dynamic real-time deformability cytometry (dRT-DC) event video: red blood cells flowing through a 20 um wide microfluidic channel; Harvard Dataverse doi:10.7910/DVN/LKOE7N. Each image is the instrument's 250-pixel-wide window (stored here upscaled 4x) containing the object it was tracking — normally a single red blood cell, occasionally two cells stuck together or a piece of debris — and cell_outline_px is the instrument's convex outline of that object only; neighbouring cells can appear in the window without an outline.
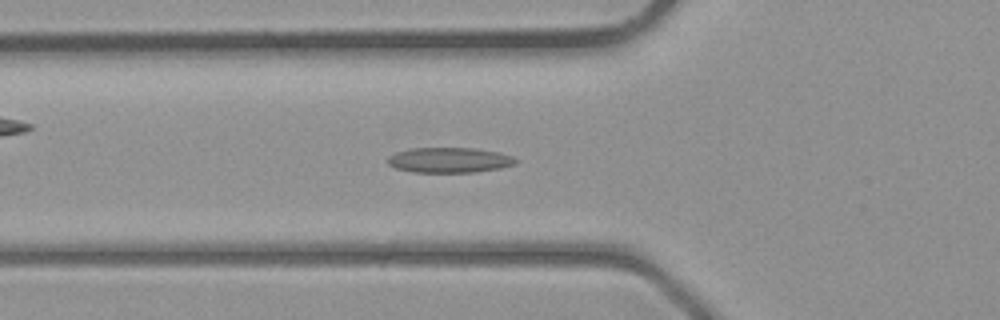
{"species": "common noctule bat (a hibernating species)", "species_latin": "Nyctalus noctula", "temperature_condition": "room temperature", "stored_images_in_passage": 34, "camera_frame_rate_fps": 3000, "um_per_image_px": 0.085, "animal": {"sex": "male", "body_mass_g": 23.1, "forearm_length_mm": 52.7}, "frame": {"image": 1, "passage_image": 9, "time_ms": 2.667, "image_size_px": [1000, 320], "cell_outline_px": [[520, 160], [516, 164], [500, 168], [476, 172], [412, 172], [396, 168], [388, 164], [388, 156], [396, 152], [412, 148], [476, 148], [500, 152], [512, 156]], "centroid_in_image_um": [38.24, 13.6], "position_along_channel_um": 87.6, "area_um2": 18.96}}
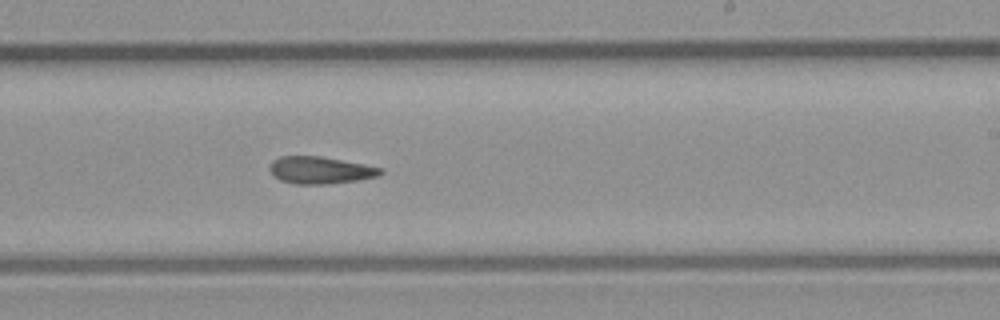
{"frame": {"image": 2, "passage_image": 19, "time_ms": 6.0, "image_size_px": [1000, 320], "cell_outline_px": [[384, 172], [380, 176], [356, 180], [328, 184], [296, 184], [280, 180], [268, 168], [272, 160], [280, 156], [320, 156], [364, 164], [384, 168]], "centroid_in_image_um": [27.25, 14.46], "position_along_channel_um": 261.8, "area_um2": 17.57}}
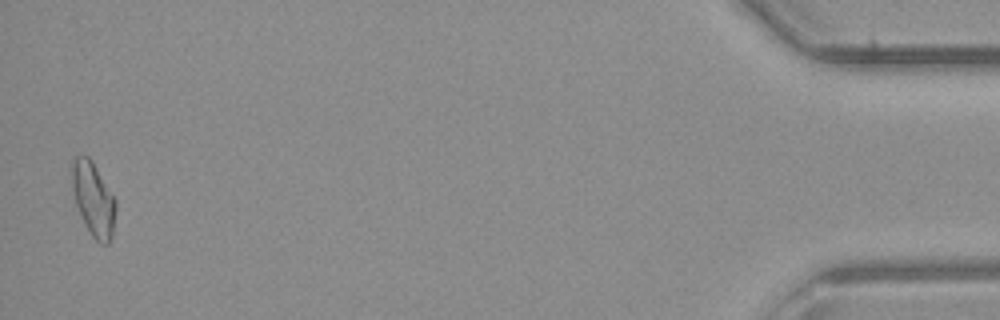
{"frame": {"image": 3, "passage_image": 34, "time_ms": 11.0, "image_size_px": [1000, 320], "cell_outline_px": [[116, 208], [112, 236], [108, 244], [100, 244], [92, 236], [76, 204], [72, 188], [72, 160], [76, 156], [88, 156], [92, 160], [116, 200]], "centroid_in_image_um": [7.95, 16.91], "position_along_channel_um": 427.2, "area_um2": 18.55}}